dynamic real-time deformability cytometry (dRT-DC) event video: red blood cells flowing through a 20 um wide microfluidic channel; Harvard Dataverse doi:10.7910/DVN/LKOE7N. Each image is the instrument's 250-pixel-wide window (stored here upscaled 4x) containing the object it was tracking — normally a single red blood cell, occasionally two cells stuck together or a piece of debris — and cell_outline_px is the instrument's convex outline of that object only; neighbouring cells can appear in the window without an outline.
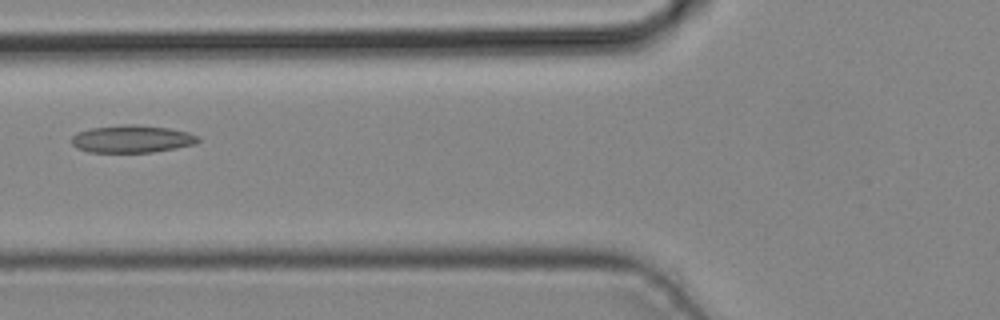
{"species": "common noctule bat (a hibernating species)", "species_latin": "Nyctalus noctula", "temperature_condition": "cold", "stored_images_in_passage": 2, "camera_frame_rate_fps": 3000, "um_per_image_px": 0.085, "animal": {"sex": "male", "body_mass_g": 19.2, "forearm_length_mm": 51.8}, "frame": {"image": 1, "passage_image": 2, "time_ms": 0.333, "image_size_px": [1000, 320], "cell_outline_px": [[200, 140], [196, 144], [176, 148], [152, 152], [88, 152], [76, 148], [72, 144], [72, 136], [76, 132], [92, 128], [124, 124], [132, 124], [168, 128], [188, 132], [196, 136]], "centroid_in_image_um": [11.19, 11.81], "position_along_channel_um": 114.6, "area_um2": 20.23}}